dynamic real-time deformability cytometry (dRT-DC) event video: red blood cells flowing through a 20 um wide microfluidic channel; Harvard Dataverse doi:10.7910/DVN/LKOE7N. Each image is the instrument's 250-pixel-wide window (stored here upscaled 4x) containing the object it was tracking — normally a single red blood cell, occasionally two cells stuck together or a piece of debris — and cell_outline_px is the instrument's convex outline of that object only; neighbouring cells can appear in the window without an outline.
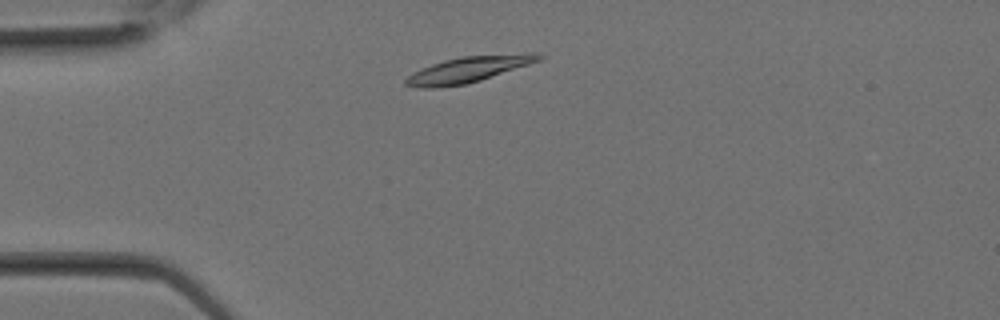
{"species": "Egyptian fruit bat (a non-hibernating species)", "species_latin": "Rousettus aegyptiacus", "temperature_condition": "room temperature", "stored_images_in_passage": 6, "camera_frame_rate_fps": 3000, "um_per_image_px": 0.085, "animal": {"sex": "female"}, "frame": {"image": 1, "passage_image": 3, "time_ms": 0.667, "image_size_px": [1000, 320], "cell_outline_px": [[544, 56], [540, 60], [468, 84], [440, 88], [420, 88], [404, 84], [404, 80], [412, 72], [420, 68], [444, 60], [464, 56], [524, 52], [540, 52]], "centroid_in_image_um": [39.81, 5.89], "position_along_channel_um": 45.2, "area_um2": 20.29}}
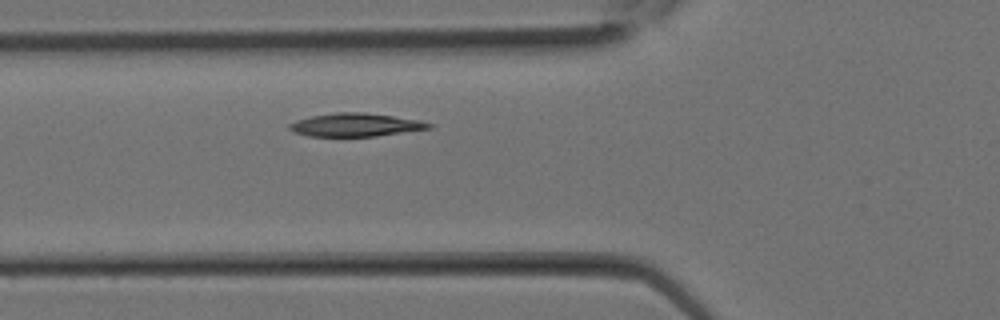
{"frame": {"image": 2, "passage_image": 6, "time_ms": 1.667, "image_size_px": [1000, 320], "cell_outline_px": [[436, 124], [432, 128], [376, 136], [308, 136], [296, 132], [288, 128], [288, 124], [296, 120], [312, 116], [336, 112], [364, 112], [420, 120]], "centroid_in_image_um": [30.26, 10.61], "position_along_channel_um": 95.5, "area_um2": 18.84}}